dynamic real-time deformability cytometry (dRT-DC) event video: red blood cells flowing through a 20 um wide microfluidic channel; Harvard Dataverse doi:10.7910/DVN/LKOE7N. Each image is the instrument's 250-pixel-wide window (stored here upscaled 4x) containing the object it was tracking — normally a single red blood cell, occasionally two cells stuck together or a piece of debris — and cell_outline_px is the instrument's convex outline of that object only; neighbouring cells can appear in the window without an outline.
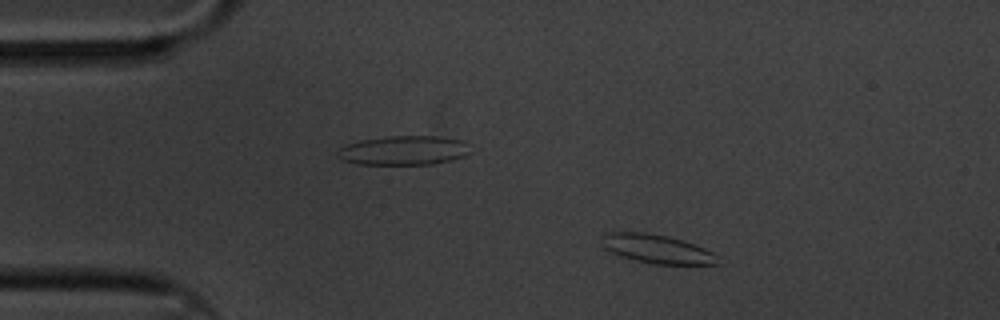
{"species": "common noctule bat (a hibernating species)", "species_latin": "Nyctalus noctula", "temperature_condition": "cold", "stored_images_in_passage": 58, "camera_frame_rate_fps": 3000, "um_per_image_px": 0.085, "animal": {"sex": "male", "body_mass_g": 20.1, "forearm_length_mm": 53.5}, "frame": {"image": 1, "passage_image": 8, "time_ms": 2.333, "image_size_px": [1000, 320], "cell_outline_px": [[720, 264], [652, 264], [636, 260], [612, 252], [604, 248], [600, 236], [604, 232], [644, 232], [668, 236], [684, 240], [704, 248], [720, 256]], "centroid_in_image_um": [55.86, 21.15], "position_along_channel_um": 29.1, "area_um2": 19.54}}
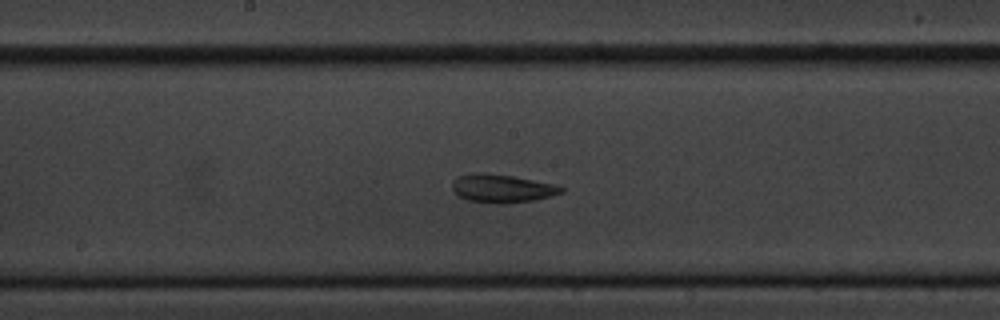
{"frame": {"image": 2, "passage_image": 29, "time_ms": 9.333, "image_size_px": [1000, 320], "cell_outline_px": [[564, 192], [552, 196], [536, 200], [500, 204], [496, 204], [464, 200], [452, 188], [452, 180], [460, 176], [472, 172], [512, 176], [556, 184], [564, 188]], "centroid_in_image_um": [42.69, 16.03], "position_along_channel_um": 205.5, "area_um2": 18.03}}
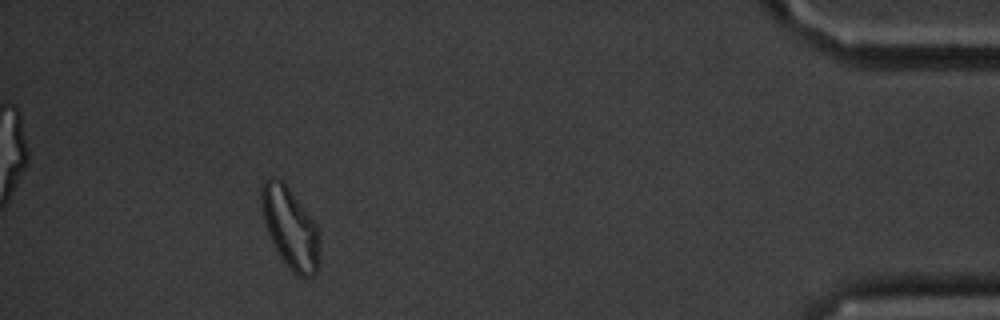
{"frame": {"image": 3, "passage_image": 53, "time_ms": 17.333, "image_size_px": [1000, 320], "cell_outline_px": [[320, 268], [312, 276], [296, 276], [280, 256], [268, 232], [264, 220], [260, 204], [260, 188], [264, 180], [272, 176], [280, 180], [288, 188], [316, 224], [320, 240]], "centroid_in_image_um": [24.68, 19.39], "position_along_channel_um": 410.5, "area_um2": 27.28}, "authors_computed_cell_mechanics": {"area_um2": 18.9873, "velocity_mm_per_s": 3.2893, "shape_relaxation_time_tau1_ms": 8.3133, "shape_relaxation_time_tau2_ms": 5.1396, "deformation_change_tau1": 0.1772, "deformation_change_tau2": 0.1179}}